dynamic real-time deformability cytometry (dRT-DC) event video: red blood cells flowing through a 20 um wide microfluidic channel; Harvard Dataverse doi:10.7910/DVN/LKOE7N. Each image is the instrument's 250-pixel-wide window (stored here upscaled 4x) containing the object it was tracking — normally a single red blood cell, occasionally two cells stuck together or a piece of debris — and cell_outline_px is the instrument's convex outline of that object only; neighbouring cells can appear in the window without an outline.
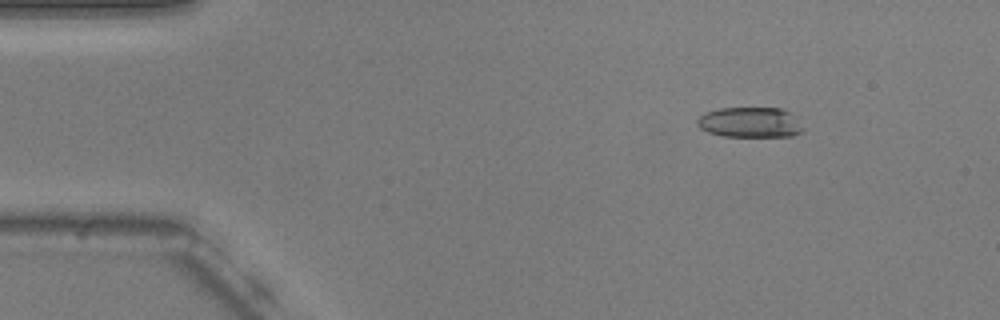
{"species": "common noctule bat (a hibernating species)", "species_latin": "Nyctalus noctula", "temperature_condition": "warm", "stored_images_in_passage": 50, "camera_frame_rate_fps": 3000, "um_per_image_px": 0.085, "animal": {"sex": "male", "body_mass_g": 20.5, "forearm_length_mm": 52.5}, "frame": {"image": 1, "passage_image": 3, "time_ms": 0.667, "image_size_px": [1000, 320], "cell_outline_px": [[804, 128], [800, 132], [792, 136], [724, 136], [708, 132], [700, 128], [696, 124], [696, 120], [704, 112], [720, 108], [780, 108], [792, 112]], "centroid_in_image_um": [63.75, 10.39], "position_along_channel_um": 21.2, "area_um2": 18.79}}
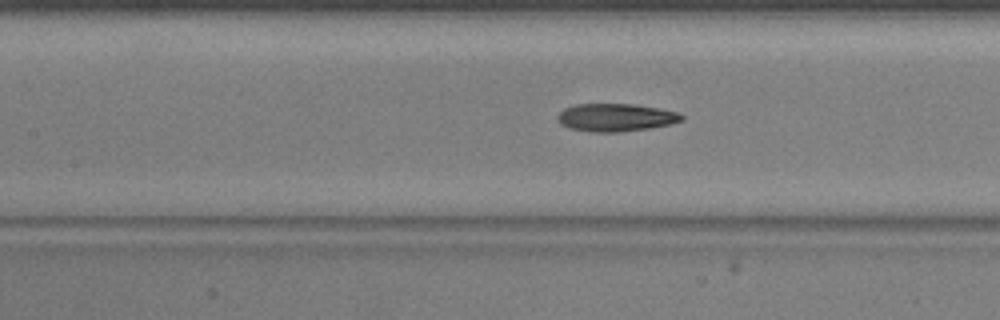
{"frame": {"image": 2, "passage_image": 20, "time_ms": 6.333, "image_size_px": [1000, 320], "cell_outline_px": [[684, 120], [668, 124], [648, 128], [620, 132], [592, 132], [568, 128], [560, 124], [556, 116], [564, 108], [576, 104], [632, 104], [680, 112], [684, 116]], "centroid_in_image_um": [52.31, 9.98], "position_along_channel_um": 155.1, "area_um2": 20.11}}
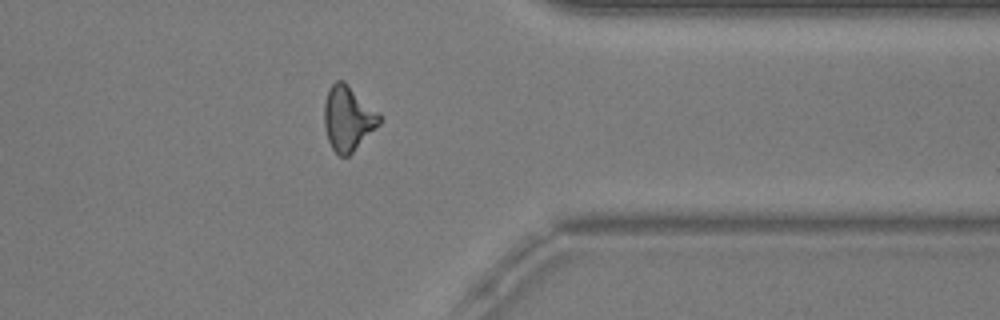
{"frame": {"image": 3, "passage_image": 39, "time_ms": 12.667, "image_size_px": [1000, 320], "cell_outline_px": [[380, 124], [348, 156], [340, 156], [332, 148], [328, 140], [324, 128], [324, 104], [328, 88], [336, 80], [344, 80], [380, 112]], "centroid_in_image_um": [29.57, 10.02], "position_along_channel_um": 381.8, "area_um2": 20.98}, "authors_computed_cell_mechanics": {"area_um2": 20.1722, "velocity_mm_per_s": 3.7483, "shape_relaxation_time_tau1_ms": 4.2523, "shape_relaxation_time_tau2_ms": 3.1069, "deformation_change_tau1": 0.1537, "deformation_change_tau2": 0.135}}